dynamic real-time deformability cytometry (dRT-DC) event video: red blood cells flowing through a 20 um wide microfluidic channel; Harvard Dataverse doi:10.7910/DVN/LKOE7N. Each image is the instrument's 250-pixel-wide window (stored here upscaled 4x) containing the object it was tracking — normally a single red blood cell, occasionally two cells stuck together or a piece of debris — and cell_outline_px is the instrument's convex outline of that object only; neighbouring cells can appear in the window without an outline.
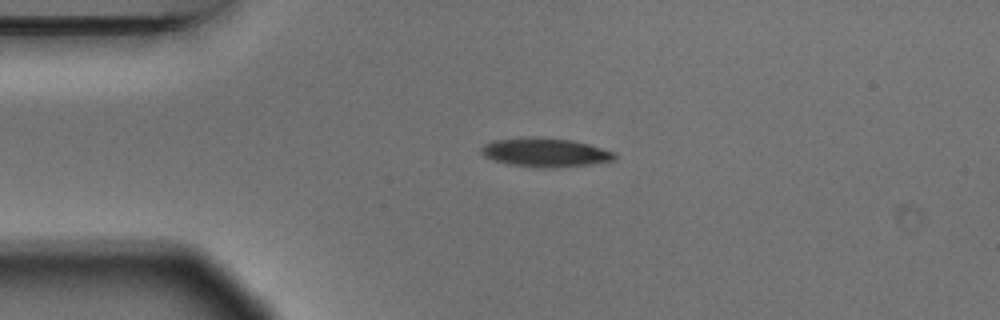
{"species": "Egyptian fruit bat (a non-hibernating species)", "species_latin": "Rousettus aegyptiacus", "temperature_condition": "warm", "stored_images_in_passage": 2, "camera_frame_rate_fps": 3000, "um_per_image_px": 0.085, "animal": {"sex": "male"}, "frame": {"image": 1, "passage_image": 1, "time_ms": 0.0, "image_size_px": [1000, 320], "cell_outline_px": [[616, 156], [612, 160], [588, 164], [548, 168], [536, 168], [508, 164], [484, 156], [480, 152], [480, 148], [484, 144], [492, 140], [532, 136], [536, 136], [572, 140], [588, 144], [616, 152]], "centroid_in_image_um": [46.3, 12.94], "position_along_channel_um": 38.7, "area_um2": 22.48}}